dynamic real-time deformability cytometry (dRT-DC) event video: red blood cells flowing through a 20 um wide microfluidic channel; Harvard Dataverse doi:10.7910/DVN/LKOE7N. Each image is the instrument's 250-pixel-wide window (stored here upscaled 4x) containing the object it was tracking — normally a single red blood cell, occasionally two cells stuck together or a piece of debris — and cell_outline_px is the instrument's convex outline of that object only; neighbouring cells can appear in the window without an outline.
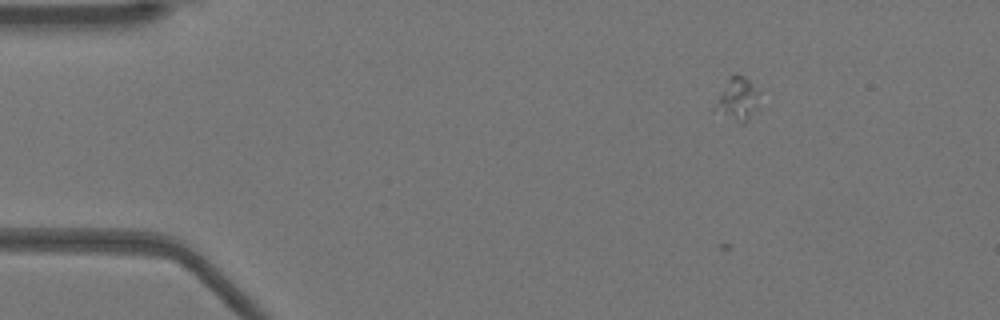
{"species": "Egyptian fruit bat (a non-hibernating species)", "species_latin": "Rousettus aegyptiacus", "temperature_condition": "warm", "stored_images_in_passage": 16, "camera_frame_rate_fps": 3000, "um_per_image_px": 0.085, "animal": {"sex": "female"}, "frame": {"image": 1, "passage_image": 4, "time_ms": 1.0, "image_size_px": [1000, 320], "cell_outline_px": [[760, 92], [748, 120], [744, 124], [740, 124], [712, 112], [728, 76], [744, 76]], "centroid_in_image_um": [62.62, 8.47], "position_along_channel_um": 22.4, "area_um2": 10.81}}
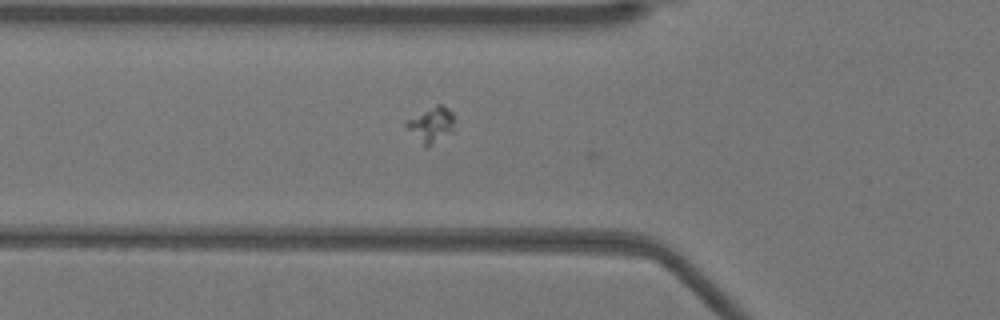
{"frame": {"image": 2, "passage_image": 15, "time_ms": 4.667, "image_size_px": [1000, 320], "cell_outline_px": [[452, 132], [428, 148], [424, 148], [404, 128], [404, 124], [408, 120], [436, 104], [444, 104], [452, 112]], "centroid_in_image_um": [36.61, 10.65], "position_along_channel_um": 89.2, "area_um2": 10.06}}